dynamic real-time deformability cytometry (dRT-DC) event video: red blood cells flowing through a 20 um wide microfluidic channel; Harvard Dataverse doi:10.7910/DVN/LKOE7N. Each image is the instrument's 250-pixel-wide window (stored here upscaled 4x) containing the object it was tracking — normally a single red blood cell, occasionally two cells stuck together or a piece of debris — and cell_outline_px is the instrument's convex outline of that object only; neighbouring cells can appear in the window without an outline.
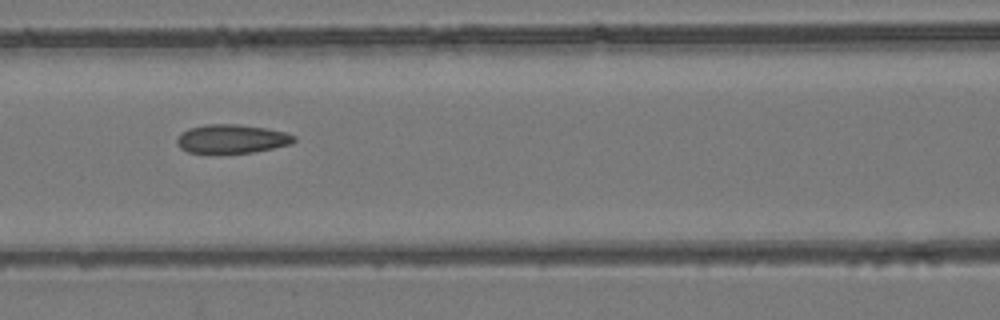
{"species": "common noctule bat (a hibernating species)", "species_latin": "Nyctalus noctula", "temperature_condition": "room temperature", "stored_images_in_passage": 6, "camera_frame_rate_fps": 3000, "um_per_image_px": 0.085, "animal": {"sex": "female", "body_mass_g": 24.6, "forearm_length_mm": 56.2}, "frame": {"image": 1, "passage_image": 4, "time_ms": 3.333, "image_size_px": [1000, 320], "cell_outline_px": [[296, 140], [292, 144], [252, 152], [188, 152], [180, 148], [176, 140], [188, 128], [204, 124], [240, 124], [264, 128], [284, 132], [296, 136]], "centroid_in_image_um": [19.72, 11.78], "position_along_channel_um": 146.9, "area_um2": 19.31}}
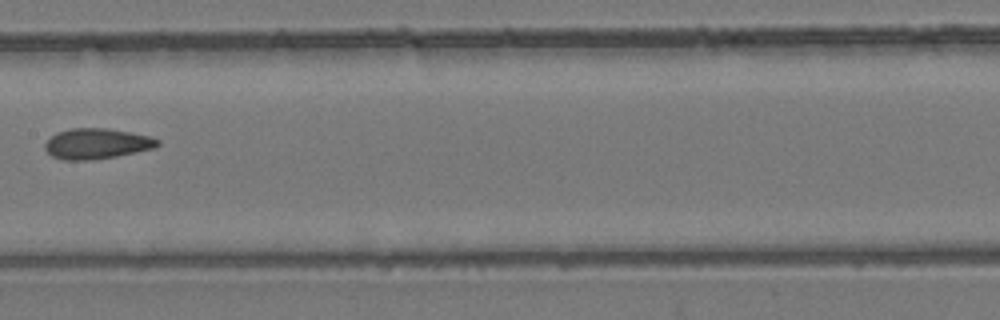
{"frame": {"image": 2, "passage_image": 5, "time_ms": 4.667, "image_size_px": [1000, 320], "cell_outline_px": [[160, 144], [156, 148], [116, 156], [92, 160], [64, 160], [52, 156], [44, 148], [44, 144], [56, 132], [72, 128], [108, 128], [148, 136], [160, 140]], "centroid_in_image_um": [8.22, 12.21], "position_along_channel_um": 199.2, "area_um2": 20.0}}
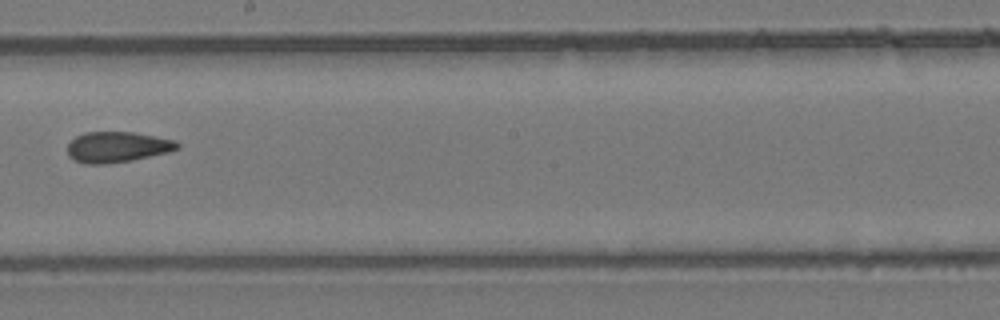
{"frame": {"image": 3, "passage_image": 6, "time_ms": 5.667, "image_size_px": [1000, 320], "cell_outline_px": [[180, 148], [168, 152], [132, 160], [104, 164], [84, 164], [68, 156], [68, 144], [76, 136], [84, 132], [132, 132], [176, 140], [180, 144]], "centroid_in_image_um": [9.97, 12.49], "position_along_channel_um": 238.2, "area_um2": 19.59}}